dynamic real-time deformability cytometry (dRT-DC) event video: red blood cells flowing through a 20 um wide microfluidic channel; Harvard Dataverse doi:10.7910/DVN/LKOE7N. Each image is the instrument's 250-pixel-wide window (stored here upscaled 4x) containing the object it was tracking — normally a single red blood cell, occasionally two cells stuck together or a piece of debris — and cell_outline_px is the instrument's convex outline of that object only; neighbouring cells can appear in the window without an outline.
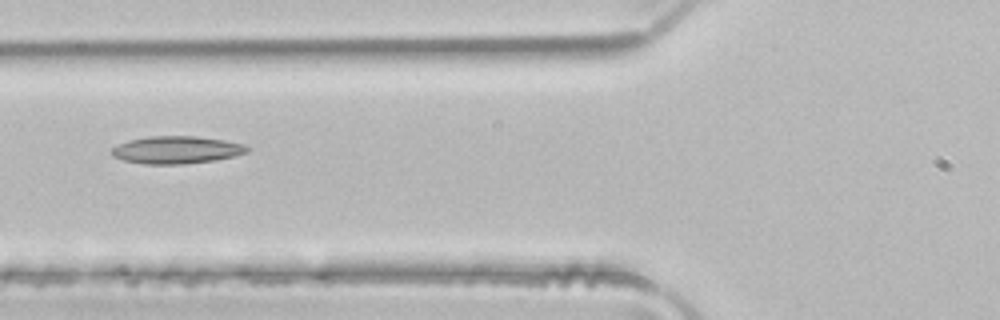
{"species": "common noctule bat (a hibernating species)", "species_latin": "Nyctalus noctula", "temperature_condition": "room temperature", "stored_images_in_passage": 6, "camera_frame_rate_fps": 3000, "um_per_image_px": 0.085, "animal": {"sex": "male", "body_mass_g": 21.5, "forearm_length_mm": 52.0}, "frame": {"image": 1, "passage_image": 5, "time_ms": 1.333, "image_size_px": [1000, 320], "cell_outline_px": [[252, 148], [248, 152], [236, 156], [216, 160], [184, 164], [144, 164], [124, 160], [112, 156], [112, 148], [116, 144], [128, 140], [148, 136], [196, 136], [224, 140], [244, 144]], "centroid_in_image_um": [15.03, 12.74], "position_along_channel_um": 110.8, "area_um2": 21.96}}
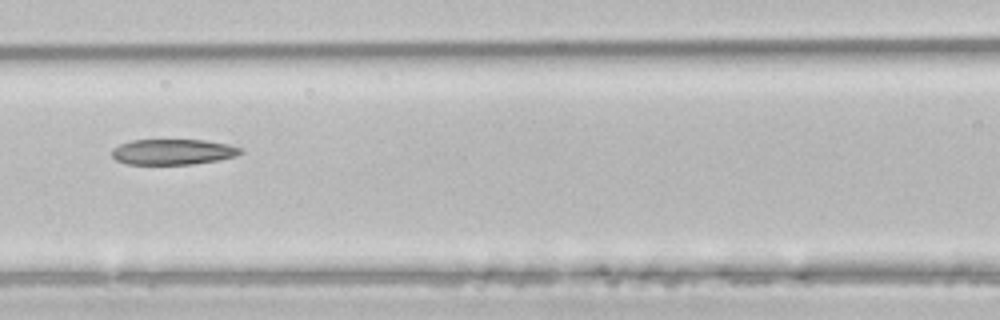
{"frame": {"image": 2, "passage_image": 6, "time_ms": 1.667, "image_size_px": [1000, 320], "cell_outline_px": [[244, 152], [236, 156], [220, 160], [192, 164], [128, 164], [116, 160], [112, 156], [112, 148], [120, 144], [132, 140], [204, 140], [228, 144], [240, 148]], "centroid_in_image_um": [14.71, 12.91], "position_along_channel_um": 151.9, "area_um2": 19.19}}